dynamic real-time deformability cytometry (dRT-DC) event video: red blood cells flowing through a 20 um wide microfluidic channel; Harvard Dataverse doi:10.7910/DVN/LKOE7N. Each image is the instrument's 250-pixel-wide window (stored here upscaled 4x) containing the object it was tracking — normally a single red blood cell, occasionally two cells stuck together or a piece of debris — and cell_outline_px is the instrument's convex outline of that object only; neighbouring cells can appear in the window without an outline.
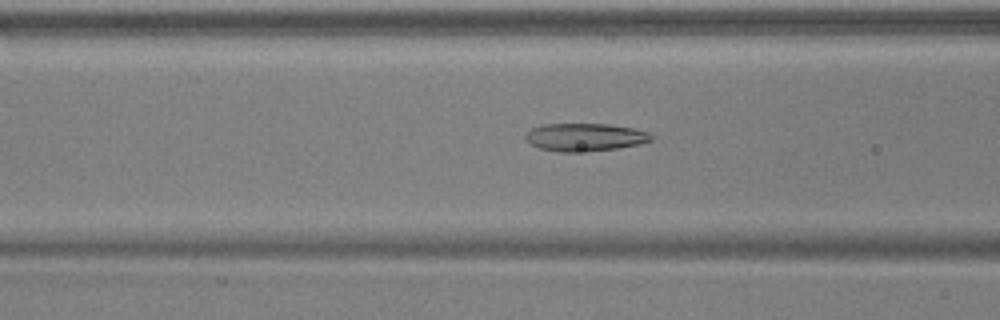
{"species": "common noctule bat (a hibernating species)", "species_latin": "Nyctalus noctula", "temperature_condition": "warm", "stored_images_in_passage": 49, "camera_frame_rate_fps": 3000, "um_per_image_px": 0.085, "animal": {"sex": "male", "body_mass_g": 17.9, "forearm_length_mm": 54.2}, "frame": {"image": 1, "passage_image": 16, "time_ms": 5.0, "image_size_px": [1000, 320], "cell_outline_px": [[652, 140], [636, 144], [616, 148], [572, 152], [560, 152], [540, 148], [524, 140], [524, 136], [532, 128], [544, 124], [608, 124], [636, 128], [648, 132], [652, 136]], "centroid_in_image_um": [49.69, 11.64], "position_along_channel_um": 116.9, "area_um2": 20.17}}
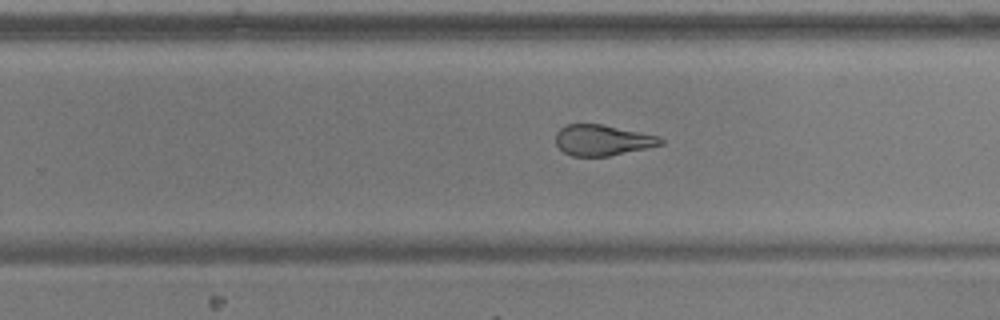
{"frame": {"image": 2, "passage_image": 29, "time_ms": 9.333, "image_size_px": [1000, 320], "cell_outline_px": [[664, 144], [608, 156], [572, 156], [564, 152], [556, 144], [556, 132], [560, 128], [568, 124], [600, 124], [660, 136], [664, 140]], "centroid_in_image_um": [51.2, 11.91], "position_along_channel_um": 278.6, "area_um2": 18.67}}
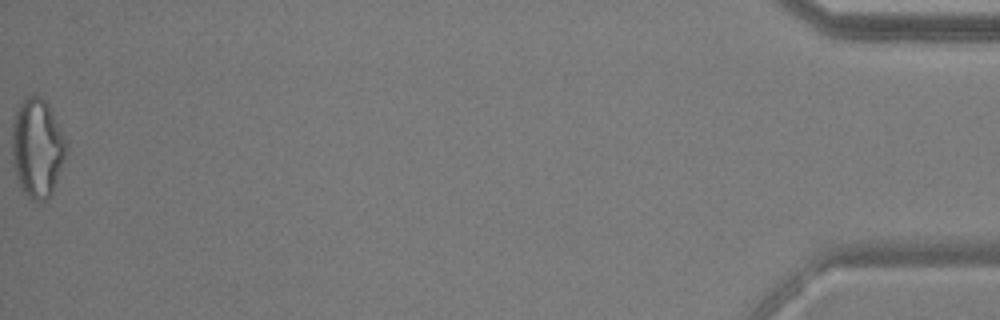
{"frame": {"image": 3, "passage_image": 49, "time_ms": 16.0, "image_size_px": [1000, 320], "cell_outline_px": [[68, 140], [64, 156], [52, 192], [48, 200], [32, 200], [20, 188], [12, 164], [12, 120], [16, 108], [28, 96], [40, 96], [44, 100]], "centroid_in_image_um": [3.13, 12.58], "position_along_channel_um": 432.1, "area_um2": 31.04}, "authors_computed_cell_mechanics": {"area_um2": 20.6346, "velocity_mm_per_s": 3.7267, "shape_relaxation_time_tau1_ms": 6.7745, "shape_relaxation_time_tau2_ms": 1.8351, "deformation_change_tau1": 0.2213, "deformation_change_tau2": 0.1154}}